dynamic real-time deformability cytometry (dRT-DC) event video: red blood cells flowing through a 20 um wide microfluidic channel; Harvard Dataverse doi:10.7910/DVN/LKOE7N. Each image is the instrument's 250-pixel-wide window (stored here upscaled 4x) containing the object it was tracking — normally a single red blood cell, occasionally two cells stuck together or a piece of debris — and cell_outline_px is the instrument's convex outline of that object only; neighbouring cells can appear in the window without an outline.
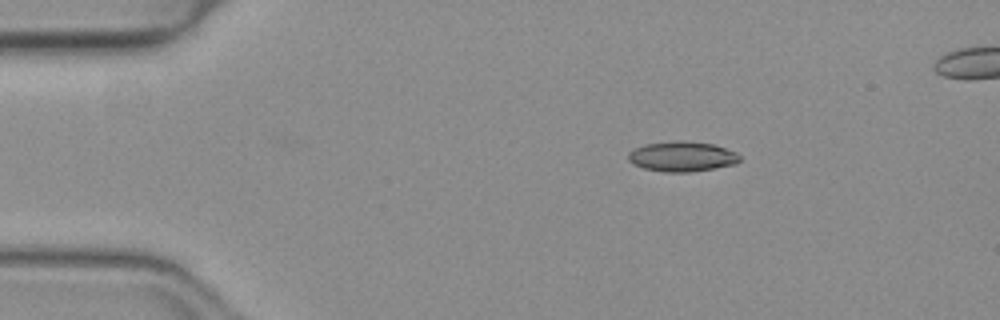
{"species": "common noctule bat (a hibernating species)", "species_latin": "Nyctalus noctula", "temperature_condition": "warm", "stored_images_in_passage": 11, "camera_frame_rate_fps": 3000, "um_per_image_px": 0.085, "animal": {"sex": "female", "body_mass_g": 19.3, "forearm_length_mm": 54.1}, "frame": {"image": 1, "passage_image": 1, "time_ms": 0.0, "image_size_px": [1000, 320], "cell_outline_px": [[740, 160], [736, 164], [688, 172], [664, 172], [644, 168], [628, 160], [628, 152], [636, 148], [648, 144], [676, 140], [684, 140], [712, 144], [736, 152], [740, 156]], "centroid_in_image_um": [57.99, 13.3], "position_along_channel_um": 27.0, "area_um2": 19.31}}
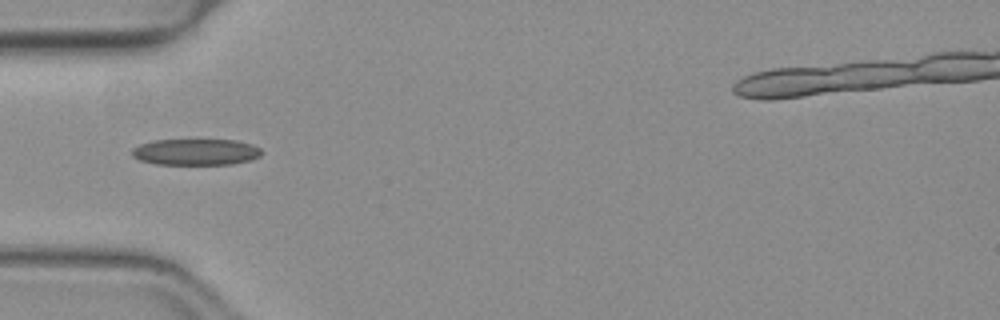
{"frame": {"image": 2, "passage_image": 9, "time_ms": 2.667, "image_size_px": [1000, 320], "cell_outline_px": [[264, 152], [260, 156], [252, 160], [232, 164], [156, 164], [140, 160], [132, 156], [132, 148], [140, 144], [156, 140], [236, 140], [252, 144], [260, 148]], "centroid_in_image_um": [16.68, 12.92], "position_along_channel_um": 68.3, "area_um2": 19.94}}